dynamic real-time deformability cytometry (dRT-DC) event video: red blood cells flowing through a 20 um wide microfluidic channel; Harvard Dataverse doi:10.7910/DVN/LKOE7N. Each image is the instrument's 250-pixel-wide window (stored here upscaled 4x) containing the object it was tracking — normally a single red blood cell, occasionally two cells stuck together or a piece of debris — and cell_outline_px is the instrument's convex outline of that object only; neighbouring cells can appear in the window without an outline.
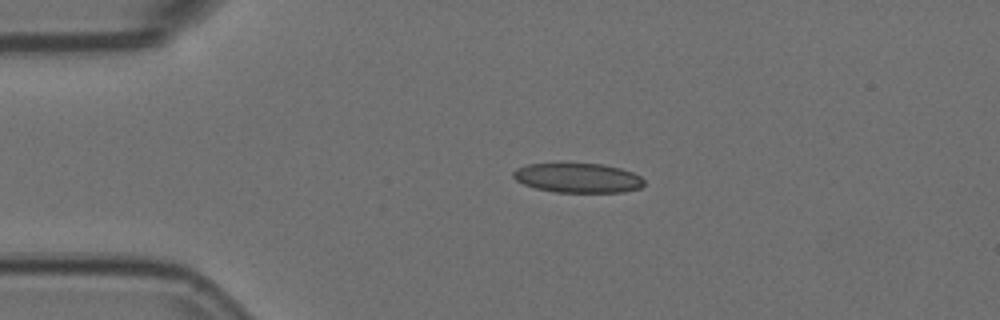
{"species": "Egyptian fruit bat (a non-hibernating species)", "species_latin": "Rousettus aegyptiacus", "temperature_condition": "room temperature", "stored_images_in_passage": 2, "camera_frame_rate_fps": 3000, "um_per_image_px": 0.085, "animal": {"sex": "female"}, "frame": {"image": 1, "passage_image": 1, "time_ms": 0.0, "image_size_px": [1000, 320], "cell_outline_px": [[644, 184], [640, 188], [624, 192], [556, 192], [536, 188], [524, 184], [516, 180], [512, 176], [512, 172], [516, 168], [528, 164], [604, 164], [620, 168], [632, 172], [640, 176], [644, 180]], "centroid_in_image_um": [49.13, 15.12], "position_along_channel_um": 35.9, "area_um2": 22.43}}